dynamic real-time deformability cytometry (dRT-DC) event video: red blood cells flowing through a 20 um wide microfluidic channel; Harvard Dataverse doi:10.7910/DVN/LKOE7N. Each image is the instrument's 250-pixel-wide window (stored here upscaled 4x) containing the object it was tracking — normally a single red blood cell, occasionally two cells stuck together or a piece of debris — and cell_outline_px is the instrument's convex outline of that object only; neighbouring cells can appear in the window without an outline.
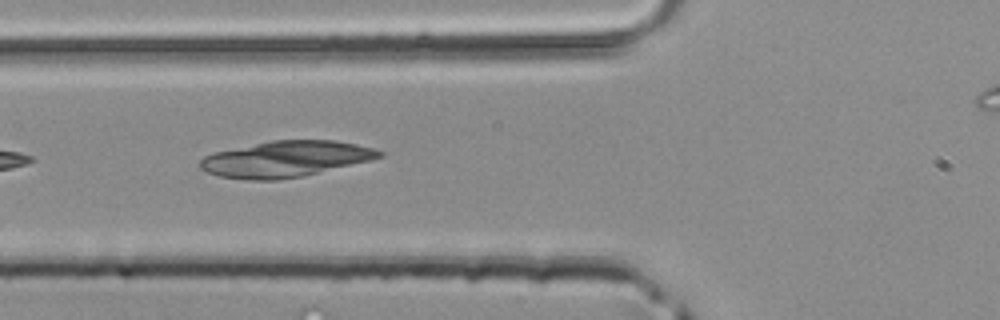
{"species": "common noctule bat (a hibernating species)", "species_latin": "Nyctalus noctula", "temperature_condition": "room temperature", "stored_images_in_passage": 3, "camera_frame_rate_fps": 3000, "um_per_image_px": 0.085, "animal": {"sex": "male", "body_mass_g": 20.4}, "frame": {"image": 1, "passage_image": 3, "time_ms": 0.667, "image_size_px": [1000, 320], "cell_outline_px": [[384, 156], [372, 160], [300, 176], [276, 180], [248, 180], [220, 176], [208, 172], [200, 168], [200, 160], [204, 156], [216, 152], [272, 140], [336, 140], [356, 144], [372, 148], [384, 152]], "centroid_in_image_um": [24.3, 13.51], "position_along_channel_um": 101.5, "area_um2": 37.17}}